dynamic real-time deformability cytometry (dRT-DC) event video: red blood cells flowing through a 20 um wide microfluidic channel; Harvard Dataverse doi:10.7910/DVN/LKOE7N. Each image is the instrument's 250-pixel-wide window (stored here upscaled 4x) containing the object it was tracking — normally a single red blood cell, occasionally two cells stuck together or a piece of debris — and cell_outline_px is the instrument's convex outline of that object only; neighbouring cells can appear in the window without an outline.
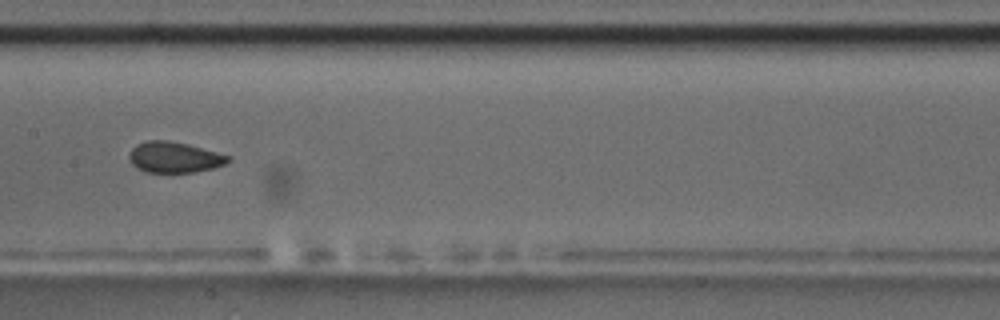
{"species": "common noctule bat (a hibernating species)", "species_latin": "Nyctalus noctula", "temperature_condition": "room temperature", "stored_images_in_passage": 9, "camera_frame_rate_fps": 3000, "um_per_image_px": 0.085, "animal": {"sex": "male", "body_mass_g": 17.5, "forearm_length_mm": 52.3}, "frame": {"image": 1, "passage_image": 7, "time_ms": 7.0, "image_size_px": [1000, 320], "cell_outline_px": [[232, 160], [224, 164], [212, 168], [192, 172], [144, 172], [136, 168], [132, 164], [128, 156], [128, 152], [136, 144], [148, 140], [168, 140], [188, 144], [216, 152], [228, 156]], "centroid_in_image_um": [14.76, 13.36], "position_along_channel_um": 192.6, "area_um2": 17.74}}